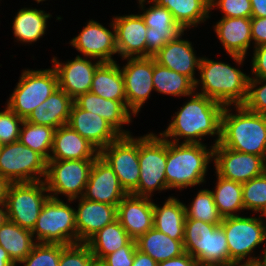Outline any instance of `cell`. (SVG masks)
Wrapping results in <instances>:
<instances>
[{"label":"cell","mask_w":266,"mask_h":266,"mask_svg":"<svg viewBox=\"0 0 266 266\" xmlns=\"http://www.w3.org/2000/svg\"><path fill=\"white\" fill-rule=\"evenodd\" d=\"M224 106L213 99L194 92L178 112L172 116V122L160 135L168 141L179 143L203 144V136L217 135L215 144L221 140V115ZM171 138V139H168ZM173 138V139H172Z\"/></svg>","instance_id":"obj_1"},{"label":"cell","mask_w":266,"mask_h":266,"mask_svg":"<svg viewBox=\"0 0 266 266\" xmlns=\"http://www.w3.org/2000/svg\"><path fill=\"white\" fill-rule=\"evenodd\" d=\"M236 114L225 106L221 115L223 147L258 155L266 160V115L248 110L244 105L234 106Z\"/></svg>","instance_id":"obj_2"},{"label":"cell","mask_w":266,"mask_h":266,"mask_svg":"<svg viewBox=\"0 0 266 266\" xmlns=\"http://www.w3.org/2000/svg\"><path fill=\"white\" fill-rule=\"evenodd\" d=\"M198 71L200 79L195 82V91L200 83L202 85L198 94L211 98L224 107L243 105L246 102L250 75L228 63L206 57L201 58Z\"/></svg>","instance_id":"obj_3"},{"label":"cell","mask_w":266,"mask_h":266,"mask_svg":"<svg viewBox=\"0 0 266 266\" xmlns=\"http://www.w3.org/2000/svg\"><path fill=\"white\" fill-rule=\"evenodd\" d=\"M213 150L214 146L209 149L204 143H175L167 140V188L182 190L206 182L208 164L213 161Z\"/></svg>","instance_id":"obj_4"},{"label":"cell","mask_w":266,"mask_h":266,"mask_svg":"<svg viewBox=\"0 0 266 266\" xmlns=\"http://www.w3.org/2000/svg\"><path fill=\"white\" fill-rule=\"evenodd\" d=\"M138 160L139 184L131 194L151 198L153 191L168 190L165 177L167 140L154 133L138 137Z\"/></svg>","instance_id":"obj_5"},{"label":"cell","mask_w":266,"mask_h":266,"mask_svg":"<svg viewBox=\"0 0 266 266\" xmlns=\"http://www.w3.org/2000/svg\"><path fill=\"white\" fill-rule=\"evenodd\" d=\"M75 210L60 199L49 198L31 231L35 242L71 245L77 243ZM37 240V241H36Z\"/></svg>","instance_id":"obj_6"},{"label":"cell","mask_w":266,"mask_h":266,"mask_svg":"<svg viewBox=\"0 0 266 266\" xmlns=\"http://www.w3.org/2000/svg\"><path fill=\"white\" fill-rule=\"evenodd\" d=\"M260 217H225L220 226L223 228L229 249L230 259L237 265L245 262L260 261L261 257L251 256L254 249L264 243L266 220ZM248 256V258H247Z\"/></svg>","instance_id":"obj_7"},{"label":"cell","mask_w":266,"mask_h":266,"mask_svg":"<svg viewBox=\"0 0 266 266\" xmlns=\"http://www.w3.org/2000/svg\"><path fill=\"white\" fill-rule=\"evenodd\" d=\"M18 81L6 105L23 120L58 89L54 68L24 70Z\"/></svg>","instance_id":"obj_8"},{"label":"cell","mask_w":266,"mask_h":266,"mask_svg":"<svg viewBox=\"0 0 266 266\" xmlns=\"http://www.w3.org/2000/svg\"><path fill=\"white\" fill-rule=\"evenodd\" d=\"M45 181L11 183L7 198V217L32 231L45 202L50 198Z\"/></svg>","instance_id":"obj_9"},{"label":"cell","mask_w":266,"mask_h":266,"mask_svg":"<svg viewBox=\"0 0 266 266\" xmlns=\"http://www.w3.org/2000/svg\"><path fill=\"white\" fill-rule=\"evenodd\" d=\"M94 160H48L47 174L44 181L49 196L60 199L58 194H62L65 197L67 196L68 200L82 197Z\"/></svg>","instance_id":"obj_10"},{"label":"cell","mask_w":266,"mask_h":266,"mask_svg":"<svg viewBox=\"0 0 266 266\" xmlns=\"http://www.w3.org/2000/svg\"><path fill=\"white\" fill-rule=\"evenodd\" d=\"M46 174L47 160L38 152L20 141L2 145L0 175L11 183L44 181Z\"/></svg>","instance_id":"obj_11"},{"label":"cell","mask_w":266,"mask_h":266,"mask_svg":"<svg viewBox=\"0 0 266 266\" xmlns=\"http://www.w3.org/2000/svg\"><path fill=\"white\" fill-rule=\"evenodd\" d=\"M115 172L121 186L131 194L139 184L138 138L121 135L99 152Z\"/></svg>","instance_id":"obj_12"},{"label":"cell","mask_w":266,"mask_h":266,"mask_svg":"<svg viewBox=\"0 0 266 266\" xmlns=\"http://www.w3.org/2000/svg\"><path fill=\"white\" fill-rule=\"evenodd\" d=\"M141 10H145L142 19L148 27L146 35V57L156 55L168 42L178 39L184 35L186 29L177 23L171 12L153 0L147 3L153 4L149 8H144L146 0H138Z\"/></svg>","instance_id":"obj_13"},{"label":"cell","mask_w":266,"mask_h":266,"mask_svg":"<svg viewBox=\"0 0 266 266\" xmlns=\"http://www.w3.org/2000/svg\"><path fill=\"white\" fill-rule=\"evenodd\" d=\"M213 162L217 175L239 183L248 182L266 172L263 157L237 152L220 143L214 146Z\"/></svg>","instance_id":"obj_14"},{"label":"cell","mask_w":266,"mask_h":266,"mask_svg":"<svg viewBox=\"0 0 266 266\" xmlns=\"http://www.w3.org/2000/svg\"><path fill=\"white\" fill-rule=\"evenodd\" d=\"M124 59L127 64L120 69L124 78L127 107L136 116L154 90L153 57Z\"/></svg>","instance_id":"obj_15"},{"label":"cell","mask_w":266,"mask_h":266,"mask_svg":"<svg viewBox=\"0 0 266 266\" xmlns=\"http://www.w3.org/2000/svg\"><path fill=\"white\" fill-rule=\"evenodd\" d=\"M113 31L94 20H89L83 30L75 36L70 45L83 56L101 63L117 62L112 55L117 54L116 31L113 21L110 23Z\"/></svg>","instance_id":"obj_16"},{"label":"cell","mask_w":266,"mask_h":266,"mask_svg":"<svg viewBox=\"0 0 266 266\" xmlns=\"http://www.w3.org/2000/svg\"><path fill=\"white\" fill-rule=\"evenodd\" d=\"M88 57L77 55L74 60L60 63L53 57V68L58 77V88L66 92L73 100L79 95L90 92L96 69L102 64L100 61L91 62Z\"/></svg>","instance_id":"obj_17"},{"label":"cell","mask_w":266,"mask_h":266,"mask_svg":"<svg viewBox=\"0 0 266 266\" xmlns=\"http://www.w3.org/2000/svg\"><path fill=\"white\" fill-rule=\"evenodd\" d=\"M127 194L111 166L98 156L92 164L83 197L118 206Z\"/></svg>","instance_id":"obj_18"},{"label":"cell","mask_w":266,"mask_h":266,"mask_svg":"<svg viewBox=\"0 0 266 266\" xmlns=\"http://www.w3.org/2000/svg\"><path fill=\"white\" fill-rule=\"evenodd\" d=\"M79 199L75 210L77 243H86L100 229L117 220V206L85 199L83 196L68 200Z\"/></svg>","instance_id":"obj_19"},{"label":"cell","mask_w":266,"mask_h":266,"mask_svg":"<svg viewBox=\"0 0 266 266\" xmlns=\"http://www.w3.org/2000/svg\"><path fill=\"white\" fill-rule=\"evenodd\" d=\"M67 125L89 141L99 152L121 134L104 118L73 103Z\"/></svg>","instance_id":"obj_20"},{"label":"cell","mask_w":266,"mask_h":266,"mask_svg":"<svg viewBox=\"0 0 266 266\" xmlns=\"http://www.w3.org/2000/svg\"><path fill=\"white\" fill-rule=\"evenodd\" d=\"M117 220L132 240L153 228V202L149 197L127 194L117 206Z\"/></svg>","instance_id":"obj_21"},{"label":"cell","mask_w":266,"mask_h":266,"mask_svg":"<svg viewBox=\"0 0 266 266\" xmlns=\"http://www.w3.org/2000/svg\"><path fill=\"white\" fill-rule=\"evenodd\" d=\"M118 55L124 58L146 57V33L148 27L140 14L113 18Z\"/></svg>","instance_id":"obj_22"},{"label":"cell","mask_w":266,"mask_h":266,"mask_svg":"<svg viewBox=\"0 0 266 266\" xmlns=\"http://www.w3.org/2000/svg\"><path fill=\"white\" fill-rule=\"evenodd\" d=\"M214 31L227 54L241 65L252 41L251 18H221L214 26Z\"/></svg>","instance_id":"obj_23"},{"label":"cell","mask_w":266,"mask_h":266,"mask_svg":"<svg viewBox=\"0 0 266 266\" xmlns=\"http://www.w3.org/2000/svg\"><path fill=\"white\" fill-rule=\"evenodd\" d=\"M181 37L168 42L153 58L159 65L183 74L195 83V71L199 70L202 57H197L192 43Z\"/></svg>","instance_id":"obj_24"},{"label":"cell","mask_w":266,"mask_h":266,"mask_svg":"<svg viewBox=\"0 0 266 266\" xmlns=\"http://www.w3.org/2000/svg\"><path fill=\"white\" fill-rule=\"evenodd\" d=\"M74 103L79 108L104 118L121 135H131L130 131L122 129L124 124L132 122L133 113L128 109L127 101L105 99L94 93L86 92L74 99Z\"/></svg>","instance_id":"obj_25"},{"label":"cell","mask_w":266,"mask_h":266,"mask_svg":"<svg viewBox=\"0 0 266 266\" xmlns=\"http://www.w3.org/2000/svg\"><path fill=\"white\" fill-rule=\"evenodd\" d=\"M49 160L96 159L99 151L78 132L65 124L54 132Z\"/></svg>","instance_id":"obj_26"},{"label":"cell","mask_w":266,"mask_h":266,"mask_svg":"<svg viewBox=\"0 0 266 266\" xmlns=\"http://www.w3.org/2000/svg\"><path fill=\"white\" fill-rule=\"evenodd\" d=\"M73 103L74 100L58 88L25 121L57 129L68 123Z\"/></svg>","instance_id":"obj_27"},{"label":"cell","mask_w":266,"mask_h":266,"mask_svg":"<svg viewBox=\"0 0 266 266\" xmlns=\"http://www.w3.org/2000/svg\"><path fill=\"white\" fill-rule=\"evenodd\" d=\"M185 219V204L179 199L171 196L161 207L153 202V227L171 239L183 243Z\"/></svg>","instance_id":"obj_28"},{"label":"cell","mask_w":266,"mask_h":266,"mask_svg":"<svg viewBox=\"0 0 266 266\" xmlns=\"http://www.w3.org/2000/svg\"><path fill=\"white\" fill-rule=\"evenodd\" d=\"M90 92L105 99L127 101L119 64L102 63L94 73Z\"/></svg>","instance_id":"obj_29"},{"label":"cell","mask_w":266,"mask_h":266,"mask_svg":"<svg viewBox=\"0 0 266 266\" xmlns=\"http://www.w3.org/2000/svg\"><path fill=\"white\" fill-rule=\"evenodd\" d=\"M137 250L149 255L157 263L169 260L183 254V243L171 239L154 227L135 240Z\"/></svg>","instance_id":"obj_30"},{"label":"cell","mask_w":266,"mask_h":266,"mask_svg":"<svg viewBox=\"0 0 266 266\" xmlns=\"http://www.w3.org/2000/svg\"><path fill=\"white\" fill-rule=\"evenodd\" d=\"M33 233L9 219L0 226V246L17 265L25 259L37 242Z\"/></svg>","instance_id":"obj_31"},{"label":"cell","mask_w":266,"mask_h":266,"mask_svg":"<svg viewBox=\"0 0 266 266\" xmlns=\"http://www.w3.org/2000/svg\"><path fill=\"white\" fill-rule=\"evenodd\" d=\"M158 5L167 8L175 21L185 29L197 27L210 18V0H153Z\"/></svg>","instance_id":"obj_32"},{"label":"cell","mask_w":266,"mask_h":266,"mask_svg":"<svg viewBox=\"0 0 266 266\" xmlns=\"http://www.w3.org/2000/svg\"><path fill=\"white\" fill-rule=\"evenodd\" d=\"M51 15L36 8L20 9L13 20V33L17 41L31 44L45 35Z\"/></svg>","instance_id":"obj_33"},{"label":"cell","mask_w":266,"mask_h":266,"mask_svg":"<svg viewBox=\"0 0 266 266\" xmlns=\"http://www.w3.org/2000/svg\"><path fill=\"white\" fill-rule=\"evenodd\" d=\"M131 240L120 222L115 220L100 229L86 244L89 246L94 258L102 260L105 256L126 246Z\"/></svg>","instance_id":"obj_34"},{"label":"cell","mask_w":266,"mask_h":266,"mask_svg":"<svg viewBox=\"0 0 266 266\" xmlns=\"http://www.w3.org/2000/svg\"><path fill=\"white\" fill-rule=\"evenodd\" d=\"M154 91L173 96H191L195 83L187 76L159 65L153 58Z\"/></svg>","instance_id":"obj_35"},{"label":"cell","mask_w":266,"mask_h":266,"mask_svg":"<svg viewBox=\"0 0 266 266\" xmlns=\"http://www.w3.org/2000/svg\"><path fill=\"white\" fill-rule=\"evenodd\" d=\"M215 190L211 191L219 214L225 217L238 216L244 209L242 183L228 180L217 175Z\"/></svg>","instance_id":"obj_36"},{"label":"cell","mask_w":266,"mask_h":266,"mask_svg":"<svg viewBox=\"0 0 266 266\" xmlns=\"http://www.w3.org/2000/svg\"><path fill=\"white\" fill-rule=\"evenodd\" d=\"M217 226L201 220L185 219L184 251L191 255L199 266H206L207 235L212 233Z\"/></svg>","instance_id":"obj_37"},{"label":"cell","mask_w":266,"mask_h":266,"mask_svg":"<svg viewBox=\"0 0 266 266\" xmlns=\"http://www.w3.org/2000/svg\"><path fill=\"white\" fill-rule=\"evenodd\" d=\"M55 128L23 121L19 141L49 160L54 139Z\"/></svg>","instance_id":"obj_38"},{"label":"cell","mask_w":266,"mask_h":266,"mask_svg":"<svg viewBox=\"0 0 266 266\" xmlns=\"http://www.w3.org/2000/svg\"><path fill=\"white\" fill-rule=\"evenodd\" d=\"M189 206L185 205L186 219L201 220L215 225L222 223L223 217L218 212L211 190L200 189Z\"/></svg>","instance_id":"obj_39"},{"label":"cell","mask_w":266,"mask_h":266,"mask_svg":"<svg viewBox=\"0 0 266 266\" xmlns=\"http://www.w3.org/2000/svg\"><path fill=\"white\" fill-rule=\"evenodd\" d=\"M206 266H236L229 257L227 238L220 225L207 235Z\"/></svg>","instance_id":"obj_40"},{"label":"cell","mask_w":266,"mask_h":266,"mask_svg":"<svg viewBox=\"0 0 266 266\" xmlns=\"http://www.w3.org/2000/svg\"><path fill=\"white\" fill-rule=\"evenodd\" d=\"M242 197L245 210L263 215L266 212V172L242 183Z\"/></svg>","instance_id":"obj_41"},{"label":"cell","mask_w":266,"mask_h":266,"mask_svg":"<svg viewBox=\"0 0 266 266\" xmlns=\"http://www.w3.org/2000/svg\"><path fill=\"white\" fill-rule=\"evenodd\" d=\"M66 245L37 242L30 254L20 264L24 266H59L62 249Z\"/></svg>","instance_id":"obj_42"},{"label":"cell","mask_w":266,"mask_h":266,"mask_svg":"<svg viewBox=\"0 0 266 266\" xmlns=\"http://www.w3.org/2000/svg\"><path fill=\"white\" fill-rule=\"evenodd\" d=\"M94 259L86 243H76L62 249L59 266H91Z\"/></svg>","instance_id":"obj_43"},{"label":"cell","mask_w":266,"mask_h":266,"mask_svg":"<svg viewBox=\"0 0 266 266\" xmlns=\"http://www.w3.org/2000/svg\"><path fill=\"white\" fill-rule=\"evenodd\" d=\"M243 105L252 112L266 115V78L249 77L248 95Z\"/></svg>","instance_id":"obj_44"},{"label":"cell","mask_w":266,"mask_h":266,"mask_svg":"<svg viewBox=\"0 0 266 266\" xmlns=\"http://www.w3.org/2000/svg\"><path fill=\"white\" fill-rule=\"evenodd\" d=\"M23 121L8 106L4 111H0V143L2 145L19 141L20 126Z\"/></svg>","instance_id":"obj_45"},{"label":"cell","mask_w":266,"mask_h":266,"mask_svg":"<svg viewBox=\"0 0 266 266\" xmlns=\"http://www.w3.org/2000/svg\"><path fill=\"white\" fill-rule=\"evenodd\" d=\"M214 7L223 12L224 15L221 18H251L252 15L250 0H210V9H214Z\"/></svg>","instance_id":"obj_46"},{"label":"cell","mask_w":266,"mask_h":266,"mask_svg":"<svg viewBox=\"0 0 266 266\" xmlns=\"http://www.w3.org/2000/svg\"><path fill=\"white\" fill-rule=\"evenodd\" d=\"M136 249L135 240H131L126 246L105 256L101 261L107 266H132Z\"/></svg>","instance_id":"obj_47"},{"label":"cell","mask_w":266,"mask_h":266,"mask_svg":"<svg viewBox=\"0 0 266 266\" xmlns=\"http://www.w3.org/2000/svg\"><path fill=\"white\" fill-rule=\"evenodd\" d=\"M253 48L252 74L254 78H266V44Z\"/></svg>","instance_id":"obj_48"},{"label":"cell","mask_w":266,"mask_h":266,"mask_svg":"<svg viewBox=\"0 0 266 266\" xmlns=\"http://www.w3.org/2000/svg\"><path fill=\"white\" fill-rule=\"evenodd\" d=\"M251 36L254 47L266 44V17H251Z\"/></svg>","instance_id":"obj_49"},{"label":"cell","mask_w":266,"mask_h":266,"mask_svg":"<svg viewBox=\"0 0 266 266\" xmlns=\"http://www.w3.org/2000/svg\"><path fill=\"white\" fill-rule=\"evenodd\" d=\"M158 266H198V263L191 255L184 252L180 256L159 262Z\"/></svg>","instance_id":"obj_50"},{"label":"cell","mask_w":266,"mask_h":266,"mask_svg":"<svg viewBox=\"0 0 266 266\" xmlns=\"http://www.w3.org/2000/svg\"><path fill=\"white\" fill-rule=\"evenodd\" d=\"M132 266H158V263L149 255H146L136 249Z\"/></svg>","instance_id":"obj_51"},{"label":"cell","mask_w":266,"mask_h":266,"mask_svg":"<svg viewBox=\"0 0 266 266\" xmlns=\"http://www.w3.org/2000/svg\"><path fill=\"white\" fill-rule=\"evenodd\" d=\"M252 7L251 17H266V0H250Z\"/></svg>","instance_id":"obj_52"},{"label":"cell","mask_w":266,"mask_h":266,"mask_svg":"<svg viewBox=\"0 0 266 266\" xmlns=\"http://www.w3.org/2000/svg\"><path fill=\"white\" fill-rule=\"evenodd\" d=\"M10 185L11 182L5 177L0 175V204L6 203V198Z\"/></svg>","instance_id":"obj_53"},{"label":"cell","mask_w":266,"mask_h":266,"mask_svg":"<svg viewBox=\"0 0 266 266\" xmlns=\"http://www.w3.org/2000/svg\"><path fill=\"white\" fill-rule=\"evenodd\" d=\"M0 266H16L8 253L0 246Z\"/></svg>","instance_id":"obj_54"},{"label":"cell","mask_w":266,"mask_h":266,"mask_svg":"<svg viewBox=\"0 0 266 266\" xmlns=\"http://www.w3.org/2000/svg\"><path fill=\"white\" fill-rule=\"evenodd\" d=\"M7 217V208L5 204H0V226L6 222Z\"/></svg>","instance_id":"obj_55"},{"label":"cell","mask_w":266,"mask_h":266,"mask_svg":"<svg viewBox=\"0 0 266 266\" xmlns=\"http://www.w3.org/2000/svg\"><path fill=\"white\" fill-rule=\"evenodd\" d=\"M236 266H266V263H263L260 260V261H255V262H243L241 264H237Z\"/></svg>","instance_id":"obj_56"},{"label":"cell","mask_w":266,"mask_h":266,"mask_svg":"<svg viewBox=\"0 0 266 266\" xmlns=\"http://www.w3.org/2000/svg\"><path fill=\"white\" fill-rule=\"evenodd\" d=\"M91 266H107L104 262L98 259H94Z\"/></svg>","instance_id":"obj_57"},{"label":"cell","mask_w":266,"mask_h":266,"mask_svg":"<svg viewBox=\"0 0 266 266\" xmlns=\"http://www.w3.org/2000/svg\"><path fill=\"white\" fill-rule=\"evenodd\" d=\"M265 240H266V237H265ZM263 253H261V255L262 256H260L261 257V261L263 262V263H266V246H264V250L262 251Z\"/></svg>","instance_id":"obj_58"},{"label":"cell","mask_w":266,"mask_h":266,"mask_svg":"<svg viewBox=\"0 0 266 266\" xmlns=\"http://www.w3.org/2000/svg\"><path fill=\"white\" fill-rule=\"evenodd\" d=\"M37 3H40V2H43V1H46V0H35Z\"/></svg>","instance_id":"obj_59"}]
</instances>
